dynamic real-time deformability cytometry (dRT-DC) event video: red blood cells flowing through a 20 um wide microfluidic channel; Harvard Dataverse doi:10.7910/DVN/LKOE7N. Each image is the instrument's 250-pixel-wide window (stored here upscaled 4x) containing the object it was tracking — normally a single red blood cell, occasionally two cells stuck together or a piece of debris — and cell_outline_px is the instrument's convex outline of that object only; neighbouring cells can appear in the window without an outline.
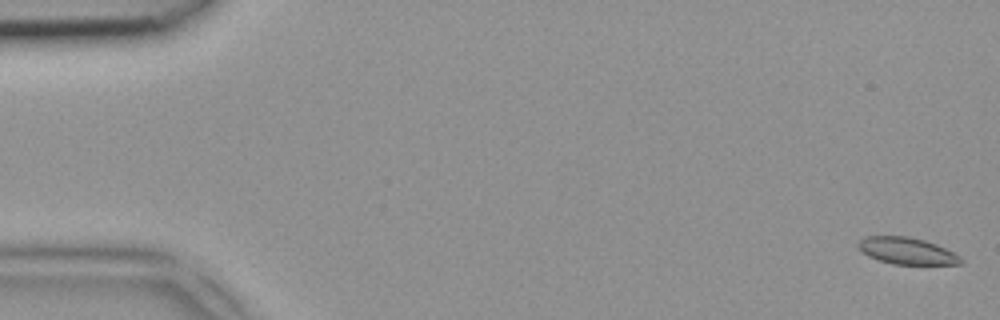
{"species": "common noctule bat (a hibernating species)", "species_latin": "Nyctalus noctula", "temperature_condition": "room temperature", "stored_images_in_passage": 9, "camera_frame_rate_fps": 3000, "um_per_image_px": 0.085, "animal": {"sex": "female", "body_mass_g": 18.4}, "frame": {"image": 1, "passage_image": 1, "time_ms": 0.0, "image_size_px": [1000, 320], "cell_outline_px": [[964, 264], [892, 264], [868, 256], [860, 252], [856, 244], [864, 236], [908, 236], [924, 240], [936, 244], [960, 256], [964, 260]], "centroid_in_image_um": [77.05, 21.32], "position_along_channel_um": 7.9, "area_um2": 16.07}}